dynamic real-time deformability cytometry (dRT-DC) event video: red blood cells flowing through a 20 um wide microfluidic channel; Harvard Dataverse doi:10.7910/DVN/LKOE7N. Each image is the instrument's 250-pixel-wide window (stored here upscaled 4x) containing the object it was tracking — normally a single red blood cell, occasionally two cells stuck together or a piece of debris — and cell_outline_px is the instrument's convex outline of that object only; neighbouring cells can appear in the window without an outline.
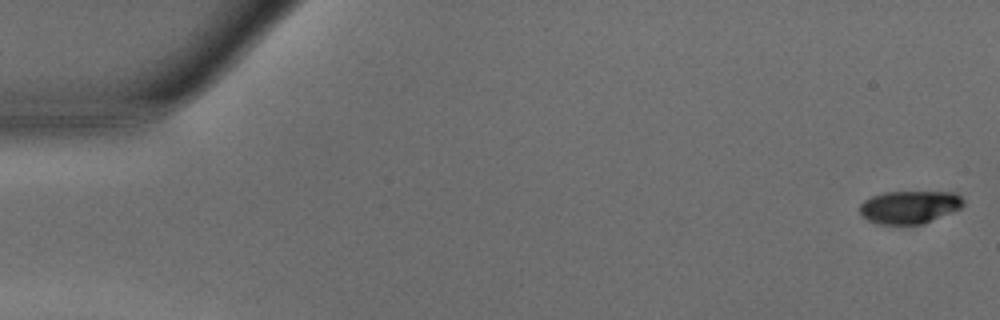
{"species": "common noctule bat (a hibernating species)", "species_latin": "Nyctalus noctula", "temperature_condition": "warm", "stored_images_in_passage": 48, "camera_frame_rate_fps": 3000, "um_per_image_px": 0.085, "animal": {"sex": "male", "body_mass_g": 15.6}, "frame": {"image": 1, "passage_image": 1, "time_ms": 0.0, "image_size_px": [1000, 320], "cell_outline_px": [[964, 204], [960, 208], [924, 224], [880, 224], [868, 220], [860, 212], [860, 204], [864, 200], [872, 196], [884, 192], [956, 192], [964, 200]], "centroid_in_image_um": [77.32, 17.59], "position_along_channel_um": 7.7, "area_um2": 19.77}}
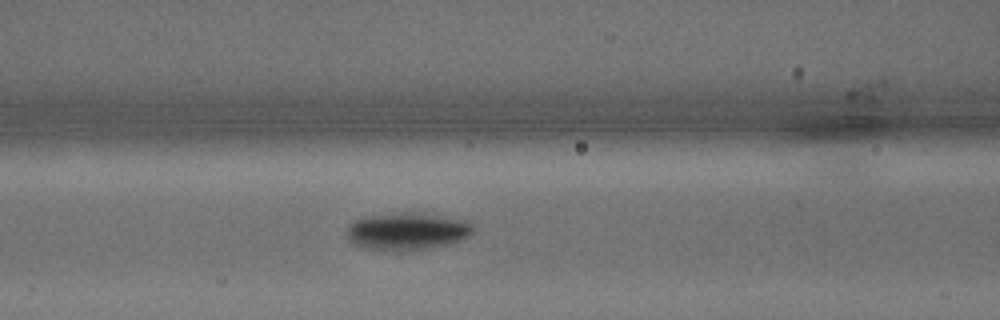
{"frame": {"image": 2, "passage_image": 20, "time_ms": 6.333, "image_size_px": [1000, 320], "cell_outline_px": [[472, 232], [468, 236], [460, 240], [448, 244], [428, 248], [404, 252], [380, 252], [364, 248], [348, 240], [348, 224], [364, 216], [416, 212], [468, 220], [472, 224]], "centroid_in_image_um": [34.58, 19.69], "position_along_channel_um": 132.0, "area_um2": 27.8}}
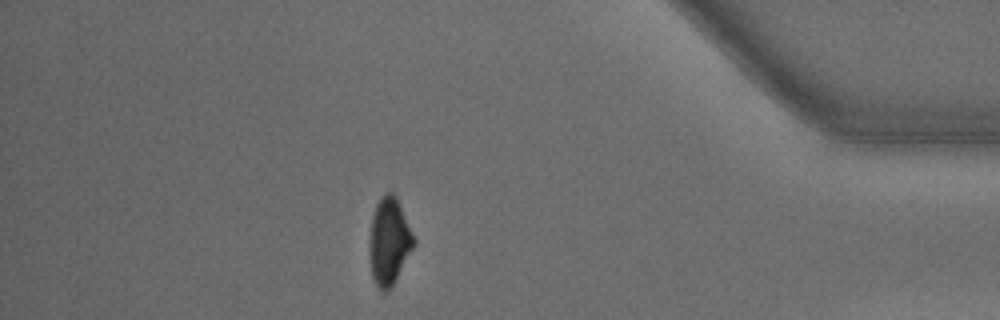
{"frame": {"image": 3, "passage_image": 42, "time_ms": 13.667, "image_size_px": [1000, 320], "cell_outline_px": [[416, 244], [396, 280], [384, 292], [380, 292], [376, 288], [372, 276], [368, 256], [368, 244], [372, 216], [376, 204], [380, 196], [384, 192], [392, 192], [396, 196], [416, 240]], "centroid_in_image_um": [33.05, 20.52], "position_along_channel_um": 402.1, "area_um2": 23.0}, "authors_computed_cell_mechanics": {"area_um2": 23.4379, "velocity_mm_per_s": 4.2308, "shape_relaxation_time_tau1_ms": 2.2994, "shape_relaxation_time_tau2_ms": null, "deformation_change_tau1": 0.1218, "deformation_change_tau2": null}}